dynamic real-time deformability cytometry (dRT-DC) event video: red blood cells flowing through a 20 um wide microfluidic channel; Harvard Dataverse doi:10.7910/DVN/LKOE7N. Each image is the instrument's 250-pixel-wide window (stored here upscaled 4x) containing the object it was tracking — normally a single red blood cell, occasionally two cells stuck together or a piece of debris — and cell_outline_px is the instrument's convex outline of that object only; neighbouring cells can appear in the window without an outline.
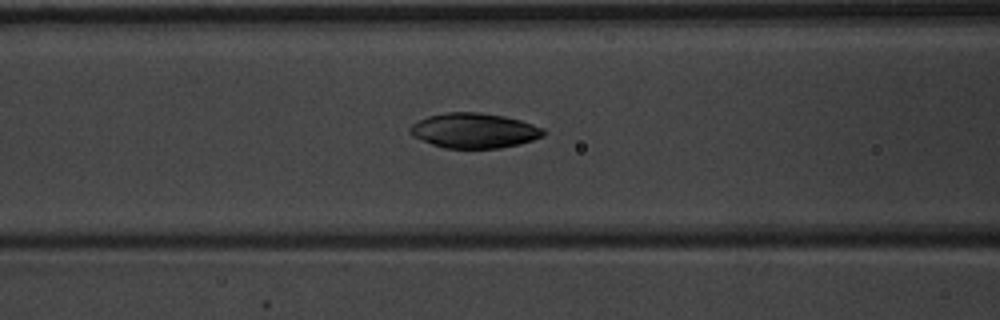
{"species": "common noctule bat (a hibernating species)", "species_latin": "Nyctalus noctula", "temperature_condition": "warm", "stored_images_in_passage": 48, "camera_frame_rate_fps": 3000, "um_per_image_px": 0.085, "animal": {"sex": "male", "body_mass_g": 20.1, "forearm_length_mm": 53.5}, "frame": {"image": 1, "passage_image": 18, "time_ms": 5.667, "image_size_px": [1000, 320], "cell_outline_px": [[548, 132], [544, 136], [520, 144], [500, 148], [444, 148], [432, 144], [412, 136], [408, 132], [408, 128], [412, 124], [428, 116], [444, 112], [480, 112], [504, 116], [520, 120], [544, 128]], "centroid_in_image_um": [40.31, 11.1], "position_along_channel_um": 126.3, "area_um2": 27.4}}
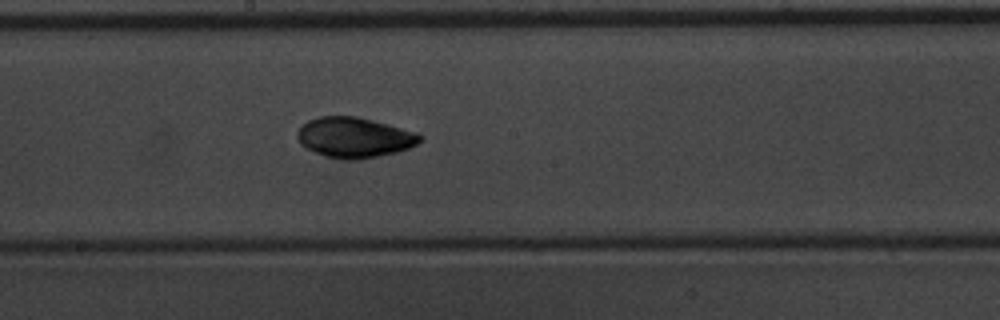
{"frame": {"image": 2, "passage_image": 25, "time_ms": 8.0, "image_size_px": [1000, 320], "cell_outline_px": [[424, 140], [408, 148], [396, 152], [360, 160], [340, 160], [324, 156], [300, 144], [296, 136], [296, 132], [308, 120], [320, 116], [356, 116], [388, 124], [416, 132], [424, 136]], "centroid_in_image_um": [30.13, 11.69], "position_along_channel_um": 218.1, "area_um2": 28.96}}
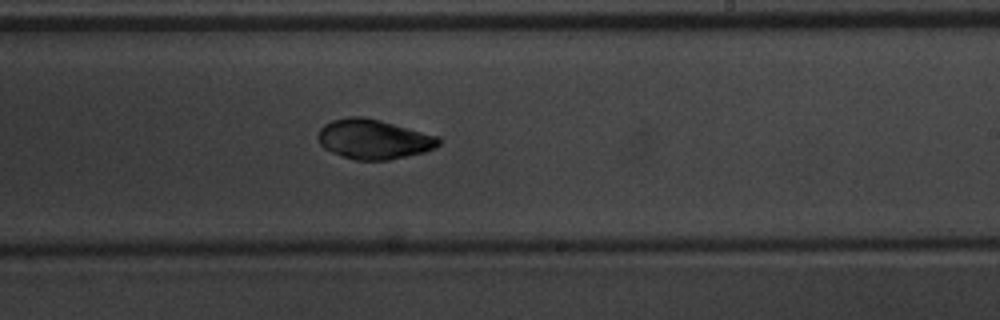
{"frame": {"image": 3, "passage_image": 28, "time_ms": 9.0, "image_size_px": [1000, 320], "cell_outline_px": [[440, 144], [436, 148], [424, 152], [388, 160], [356, 160], [332, 152], [324, 148], [316, 140], [316, 136], [320, 128], [324, 124], [332, 120], [348, 116], [364, 116], [380, 120], [440, 136]], "centroid_in_image_um": [31.75, 11.82], "position_along_channel_um": 257.2, "area_um2": 28.15}, "authors_computed_cell_mechanics": {"area_um2": 28.611, "velocity_mm_per_s": 3.9242, "shape_relaxation_time_tau1_ms": 1.9939, "shape_relaxation_time_tau2_ms": 4.2931, "deformation_change_tau1": 0.0942, "deformation_change_tau2": 0.0745}}